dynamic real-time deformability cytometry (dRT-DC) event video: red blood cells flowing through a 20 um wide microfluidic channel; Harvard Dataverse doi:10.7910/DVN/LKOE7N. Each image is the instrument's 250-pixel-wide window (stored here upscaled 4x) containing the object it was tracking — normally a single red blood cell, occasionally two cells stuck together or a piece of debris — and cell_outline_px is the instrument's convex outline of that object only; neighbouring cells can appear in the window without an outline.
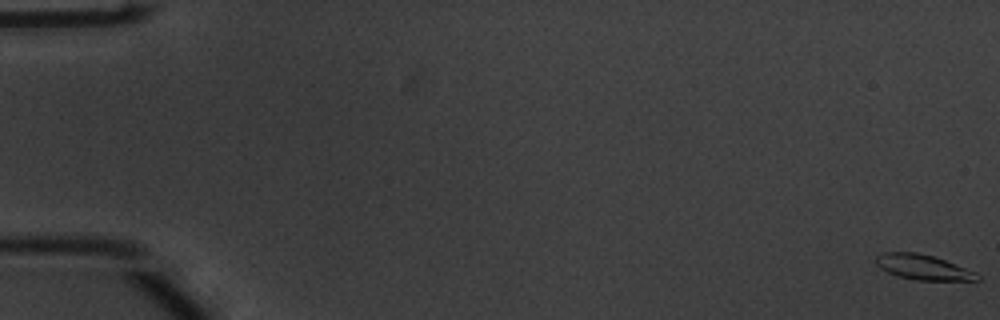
{"species": "common noctule bat (a hibernating species)", "species_latin": "Nyctalus noctula", "temperature_condition": "warm", "stored_images_in_passage": 56, "camera_frame_rate_fps": 3000, "um_per_image_px": 0.085, "animal": {"sex": "male", "body_mass_g": 20.1, "forearm_length_mm": 53.5}, "frame": {"image": 1, "passage_image": 1, "time_ms": 0.0, "image_size_px": [1000, 320], "cell_outline_px": [[980, 280], [916, 280], [896, 276], [880, 268], [876, 264], [876, 256], [880, 252], [916, 252], [932, 256], [944, 260], [976, 272], [980, 276]], "centroid_in_image_um": [78.42, 22.71], "position_along_channel_um": 6.6, "area_um2": 14.74}}
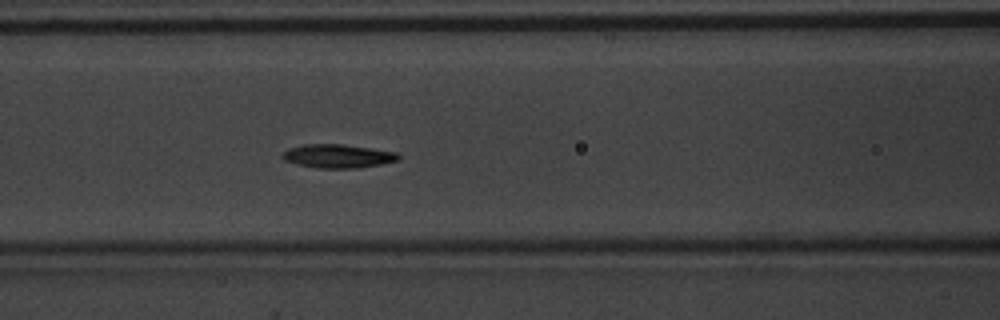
{"frame": {"image": 2, "passage_image": 25, "time_ms": 8.0, "image_size_px": [1000, 320], "cell_outline_px": [[400, 160], [380, 164], [356, 168], [316, 168], [296, 164], [284, 160], [280, 156], [288, 148], [304, 144], [344, 144], [396, 152], [400, 156]], "centroid_in_image_um": [28.69, 13.26], "position_along_channel_um": 137.9, "area_um2": 16.01}}
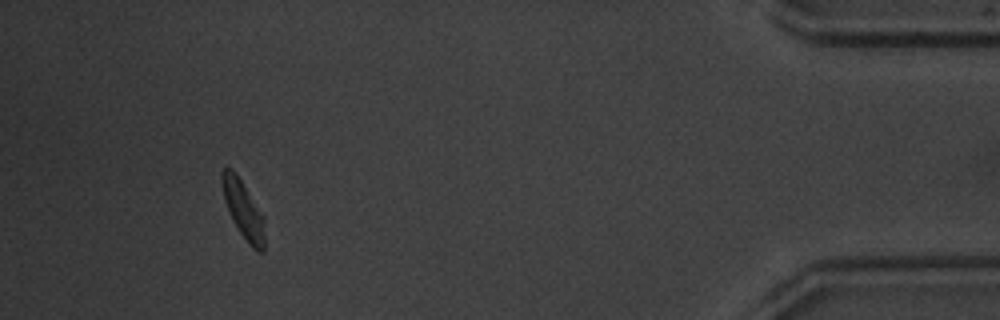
{"frame": {"image": 3, "passage_image": 52, "time_ms": 17.0, "image_size_px": [1000, 320], "cell_outline_px": [[264, 252], [256, 252], [248, 244], [232, 220], [228, 212], [224, 200], [220, 180], [220, 172], [224, 168], [232, 168], [264, 216]], "centroid_in_image_um": [20.66, 17.83], "position_along_channel_um": 414.5, "area_um2": 14.39}, "authors_computed_cell_mechanics": {"area_um2": 15.0858, "velocity_mm_per_s": 3.7402, "shape_relaxation_time_tau1_ms": 1.757, "shape_relaxation_time_tau2_ms": 6.3209, "deformation_change_tau1": 0.1307, "deformation_change_tau2": 0.1028}}